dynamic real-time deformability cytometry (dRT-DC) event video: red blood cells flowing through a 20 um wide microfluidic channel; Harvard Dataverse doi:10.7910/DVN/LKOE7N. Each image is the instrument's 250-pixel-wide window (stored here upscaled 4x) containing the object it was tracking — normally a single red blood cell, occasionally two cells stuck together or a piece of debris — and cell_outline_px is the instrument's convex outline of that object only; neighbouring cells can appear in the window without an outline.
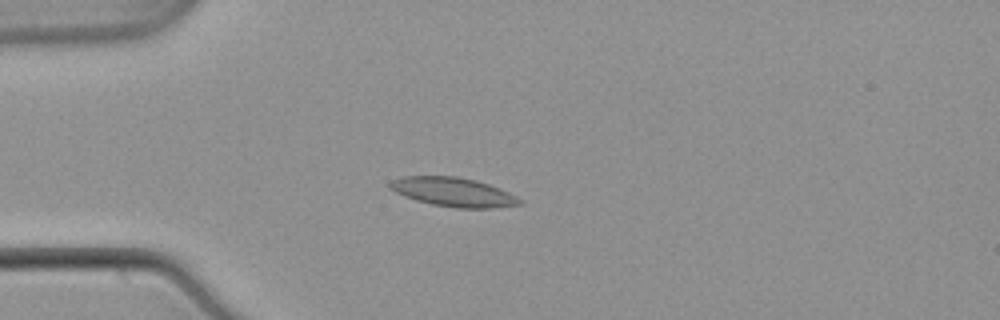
{"species": "common noctule bat (a hibernating species)", "species_latin": "Nyctalus noctula", "temperature_condition": "warm", "stored_images_in_passage": 40, "camera_frame_rate_fps": 3000, "um_per_image_px": 0.085, "animal": {"sex": "male", "body_mass_g": 21.5, "forearm_length_mm": 52.0}, "frame": {"image": 1, "passage_image": 1, "time_ms": 0.0, "image_size_px": [1000, 320], "cell_outline_px": [[524, 204], [492, 208], [456, 208], [432, 204], [416, 200], [404, 196], [388, 188], [388, 184], [392, 180], [404, 176], [456, 176], [476, 180], [500, 188], [524, 200]], "centroid_in_image_um": [38.55, 16.32], "position_along_channel_um": 46.4, "area_um2": 22.08}}
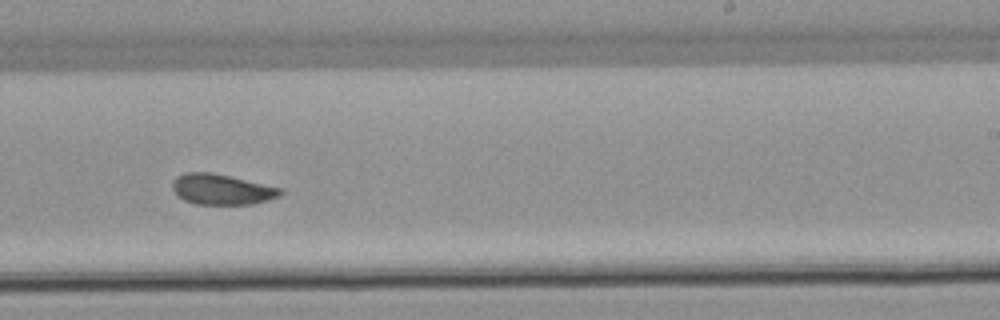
{"frame": {"image": 2, "passage_image": 20, "time_ms": 6.333, "image_size_px": [1000, 320], "cell_outline_px": [[284, 192], [280, 196], [268, 200], [252, 204], [196, 204], [184, 200], [176, 196], [172, 188], [172, 180], [176, 176], [184, 172], [212, 172], [280, 188]], "centroid_in_image_um": [18.79, 16.09], "position_along_channel_um": 270.2, "area_um2": 19.25}}
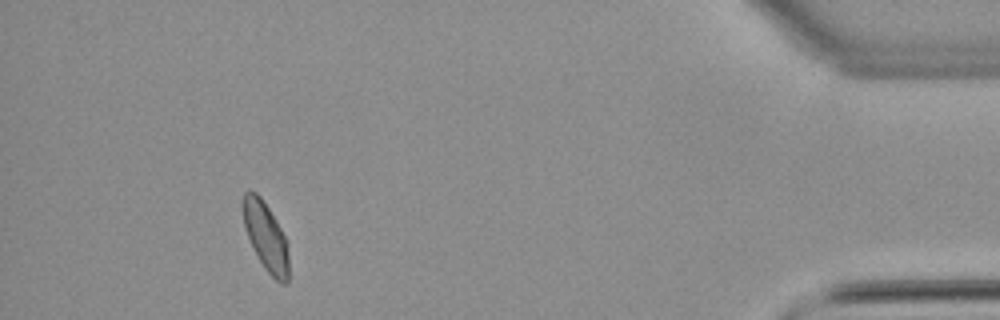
{"frame": {"image": 3, "passage_image": 36, "time_ms": 11.667, "image_size_px": [1000, 320], "cell_outline_px": [[288, 280], [284, 284], [280, 284], [264, 268], [248, 236], [244, 224], [240, 208], [240, 204], [244, 192], [256, 192], [260, 196], [276, 220], [288, 244]], "centroid_in_image_um": [22.57, 20.07], "position_along_channel_um": 412.6, "area_um2": 18.15}, "authors_computed_cell_mechanics": {"area_um2": 19.363, "velocity_mm_per_s": 3.8352, "shape_relaxation_time_tau1_ms": null, "shape_relaxation_time_tau2_ms": 3.0508, "deformation_change_tau1": null, "deformation_change_tau2": 0.0635}}